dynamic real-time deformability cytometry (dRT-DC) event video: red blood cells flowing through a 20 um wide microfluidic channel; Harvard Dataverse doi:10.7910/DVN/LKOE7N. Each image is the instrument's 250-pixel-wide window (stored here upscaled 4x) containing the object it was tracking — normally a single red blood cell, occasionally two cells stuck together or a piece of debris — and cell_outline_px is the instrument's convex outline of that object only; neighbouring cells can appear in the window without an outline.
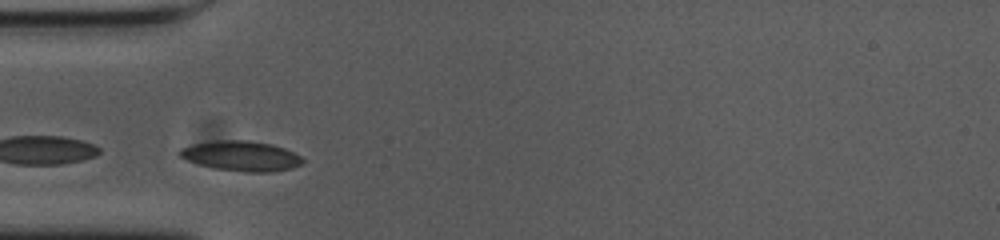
{"species": "common noctule bat (a hibernating species)", "species_latin": "Nyctalus noctula", "temperature_condition": "cold", "stored_images_in_passage": 34, "camera_frame_rate_fps": 3000, "um_per_image_px": 0.085, "animal": {"sex": "female", "body_mass_g": 23.0, "forearm_length_mm": 53.4}, "frame": {"image": 1, "passage_image": 6, "time_ms": 1.667, "image_size_px": [1000, 240], "cell_outline_px": [[304, 164], [292, 168], [272, 172], [244, 172], [216, 168], [200, 164], [188, 160], [180, 156], [176, 152], [180, 148], [192, 144], [220, 140], [248, 140], [272, 144], [284, 148], [300, 156], [304, 160]], "centroid_in_image_um": [20.52, 13.25], "position_along_channel_um": 64.5, "area_um2": 21.5}}
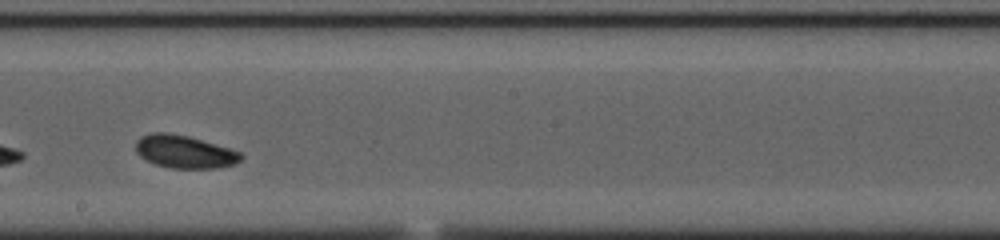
{"frame": {"image": 2, "passage_image": 20, "time_ms": 6.333, "image_size_px": [1000, 240], "cell_outline_px": [[244, 156], [236, 164], [216, 168], [172, 168], [156, 164], [140, 156], [136, 152], [136, 140], [140, 136], [152, 132], [168, 132], [188, 136], [228, 148], [240, 152]], "centroid_in_image_um": [15.67, 12.89], "position_along_channel_um": 232.5, "area_um2": 20.06}}
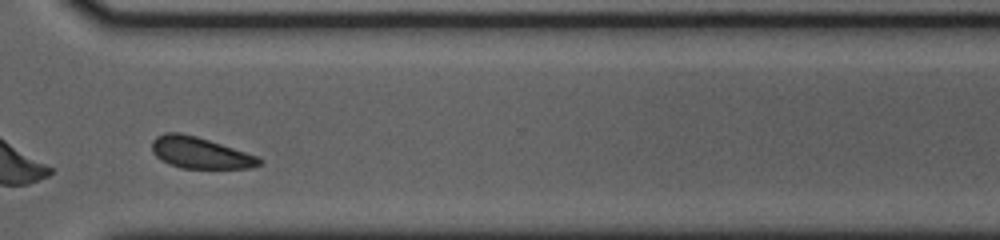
{"frame": {"image": 3, "passage_image": 30, "time_ms": 9.667, "image_size_px": [1000, 240], "cell_outline_px": [[264, 160], [260, 164], [252, 168], [180, 168], [168, 164], [160, 160], [152, 152], [152, 140], [156, 136], [164, 132], [180, 132], [196, 136], [256, 156]], "centroid_in_image_um": [16.95, 12.99], "position_along_channel_um": 353.7, "area_um2": 19.54}, "authors_computed_cell_mechanics": {"area_um2": 20.23, "velocity_mm_per_s": 3.6137, "shape_relaxation_time_tau1_ms": 2.5321, "shape_relaxation_time_tau2_ms": null, "deformation_change_tau1": 0.0772, "deformation_change_tau2": null}}